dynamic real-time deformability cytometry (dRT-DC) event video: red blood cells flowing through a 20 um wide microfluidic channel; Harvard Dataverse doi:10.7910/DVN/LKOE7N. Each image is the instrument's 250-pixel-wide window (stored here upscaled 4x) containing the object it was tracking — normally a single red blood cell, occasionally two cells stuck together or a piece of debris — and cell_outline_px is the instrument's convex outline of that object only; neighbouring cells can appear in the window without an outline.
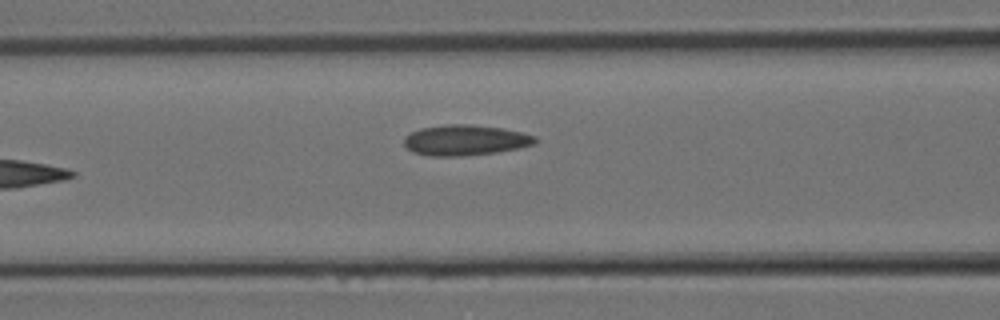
{"species": "Egyptian fruit bat (a non-hibernating species)", "species_latin": "Rousettus aegyptiacus", "temperature_condition": "room temperature", "stored_images_in_passage": 12, "camera_frame_rate_fps": 3000, "um_per_image_px": 0.085, "animal": {"sex": "female"}, "frame": {"image": 1, "passage_image": 12, "time_ms": 3.667, "image_size_px": [1000, 320], "cell_outline_px": [[536, 144], [496, 152], [464, 156], [428, 156], [412, 152], [404, 144], [404, 136], [420, 128], [444, 124], [468, 124], [504, 128], [536, 136]], "centroid_in_image_um": [39.52, 11.91], "position_along_channel_um": 127.1, "area_um2": 23.41}}